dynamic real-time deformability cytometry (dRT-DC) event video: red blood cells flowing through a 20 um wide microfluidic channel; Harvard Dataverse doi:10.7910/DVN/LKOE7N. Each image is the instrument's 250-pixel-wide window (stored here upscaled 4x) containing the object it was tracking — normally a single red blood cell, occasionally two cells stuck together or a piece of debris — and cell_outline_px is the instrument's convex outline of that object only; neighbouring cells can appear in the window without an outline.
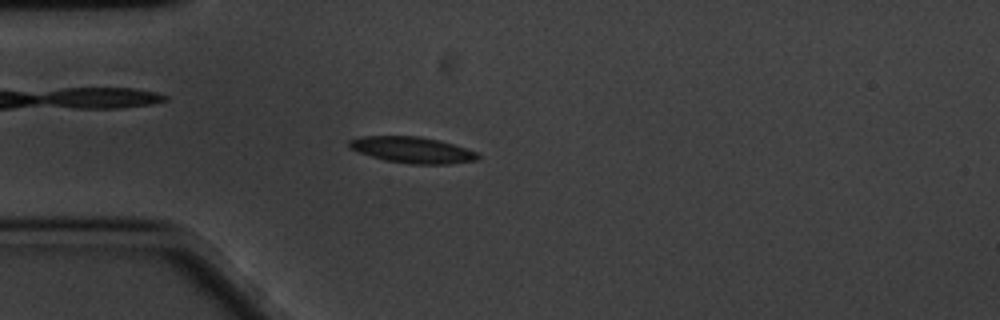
{"species": "common noctule bat (a hibernating species)", "species_latin": "Nyctalus noctula", "temperature_condition": "cold", "stored_images_in_passage": 50, "camera_frame_rate_fps": 3000, "um_per_image_px": 0.085, "animal": {"sex": "male", "body_mass_g": 20.1, "forearm_length_mm": 53.5}, "frame": {"image": 1, "passage_image": 7, "time_ms": 2.0, "image_size_px": [1000, 320], "cell_outline_px": [[480, 160], [448, 164], [412, 164], [384, 160], [348, 148], [348, 140], [360, 136], [420, 136], [440, 140], [480, 152]], "centroid_in_image_um": [35.09, 12.74], "position_along_channel_um": 49.9, "area_um2": 19.88}}
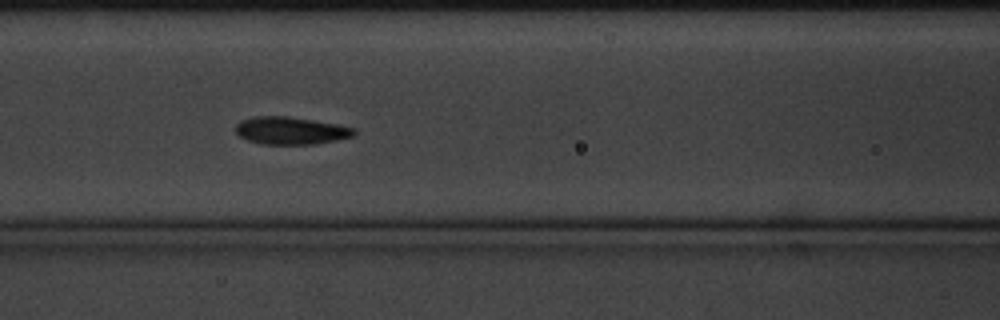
{"frame": {"image": 2, "passage_image": 16, "time_ms": 5.0, "image_size_px": [1000, 320], "cell_outline_px": [[356, 136], [316, 144], [260, 144], [248, 140], [240, 136], [236, 132], [236, 124], [240, 120], [252, 116], [288, 116], [336, 124], [356, 128]], "centroid_in_image_um": [24.72, 11.1], "position_along_channel_um": 141.9, "area_um2": 19.13}}
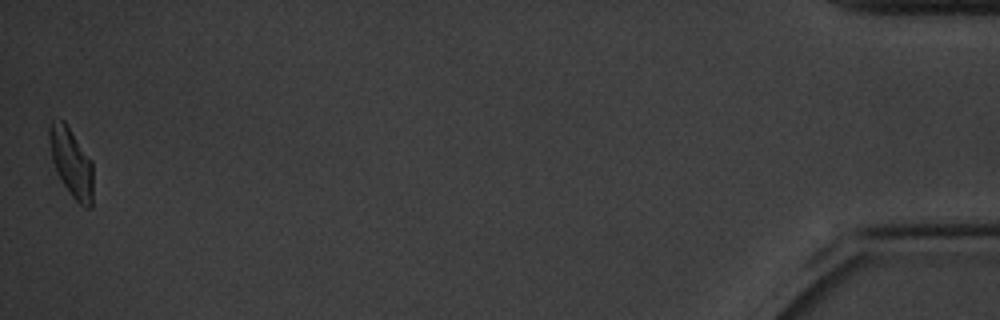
{"frame": {"image": 3, "passage_image": 50, "time_ms": 16.333, "image_size_px": [1000, 320], "cell_outline_px": [[92, 208], [88, 208], [80, 204], [72, 196], [56, 172], [52, 160], [48, 140], [48, 128], [52, 120], [64, 120], [92, 160]], "centroid_in_image_um": [6.05, 13.78], "position_along_channel_um": 429.1, "area_um2": 17.57}, "authors_computed_cell_mechanics": {"area_um2": 18.6405, "velocity_mm_per_s": 3.367, "shape_relaxation_time_tau1_ms": 3.2257, "shape_relaxation_time_tau2_ms": 2.4362, "deformation_change_tau1": 0.0926, "deformation_change_tau2": 0.0826}}